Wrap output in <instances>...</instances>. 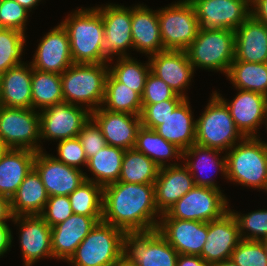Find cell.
Segmentation results:
<instances>
[{"label": "cell", "instance_id": "cell-9", "mask_svg": "<svg viewBox=\"0 0 267 266\" xmlns=\"http://www.w3.org/2000/svg\"><path fill=\"white\" fill-rule=\"evenodd\" d=\"M0 139L13 149L38 152L43 147L40 139V115L33 108L0 106Z\"/></svg>", "mask_w": 267, "mask_h": 266}, {"label": "cell", "instance_id": "cell-35", "mask_svg": "<svg viewBox=\"0 0 267 266\" xmlns=\"http://www.w3.org/2000/svg\"><path fill=\"white\" fill-rule=\"evenodd\" d=\"M101 107L113 112L140 116L142 111V97L108 73L104 100Z\"/></svg>", "mask_w": 267, "mask_h": 266}, {"label": "cell", "instance_id": "cell-47", "mask_svg": "<svg viewBox=\"0 0 267 266\" xmlns=\"http://www.w3.org/2000/svg\"><path fill=\"white\" fill-rule=\"evenodd\" d=\"M77 137L82 144L87 159L94 156L97 151H100L107 145L99 126L91 117L83 125Z\"/></svg>", "mask_w": 267, "mask_h": 266}, {"label": "cell", "instance_id": "cell-22", "mask_svg": "<svg viewBox=\"0 0 267 266\" xmlns=\"http://www.w3.org/2000/svg\"><path fill=\"white\" fill-rule=\"evenodd\" d=\"M236 90L239 92L230 102L217 91H214V93L228 107L230 115L241 133L245 137H258L257 130L264 123L267 97L257 92Z\"/></svg>", "mask_w": 267, "mask_h": 266}, {"label": "cell", "instance_id": "cell-39", "mask_svg": "<svg viewBox=\"0 0 267 266\" xmlns=\"http://www.w3.org/2000/svg\"><path fill=\"white\" fill-rule=\"evenodd\" d=\"M150 62L141 63L134 57H119L117 63L109 67V73L119 82L127 85L129 88L137 92L141 97L144 92L145 82L150 73Z\"/></svg>", "mask_w": 267, "mask_h": 266}, {"label": "cell", "instance_id": "cell-41", "mask_svg": "<svg viewBox=\"0 0 267 266\" xmlns=\"http://www.w3.org/2000/svg\"><path fill=\"white\" fill-rule=\"evenodd\" d=\"M229 210L237 221L242 240L265 241L267 239L266 209H260L242 215L239 212H234V210Z\"/></svg>", "mask_w": 267, "mask_h": 266}, {"label": "cell", "instance_id": "cell-44", "mask_svg": "<svg viewBox=\"0 0 267 266\" xmlns=\"http://www.w3.org/2000/svg\"><path fill=\"white\" fill-rule=\"evenodd\" d=\"M29 11L15 0H0V22L2 28L25 33Z\"/></svg>", "mask_w": 267, "mask_h": 266}, {"label": "cell", "instance_id": "cell-14", "mask_svg": "<svg viewBox=\"0 0 267 266\" xmlns=\"http://www.w3.org/2000/svg\"><path fill=\"white\" fill-rule=\"evenodd\" d=\"M194 7L199 28L235 31L250 15L247 0H189Z\"/></svg>", "mask_w": 267, "mask_h": 266}, {"label": "cell", "instance_id": "cell-25", "mask_svg": "<svg viewBox=\"0 0 267 266\" xmlns=\"http://www.w3.org/2000/svg\"><path fill=\"white\" fill-rule=\"evenodd\" d=\"M131 34L133 47L147 57L164 51L160 35L158 10L137 4L131 7Z\"/></svg>", "mask_w": 267, "mask_h": 266}, {"label": "cell", "instance_id": "cell-56", "mask_svg": "<svg viewBox=\"0 0 267 266\" xmlns=\"http://www.w3.org/2000/svg\"><path fill=\"white\" fill-rule=\"evenodd\" d=\"M10 148L0 139V159Z\"/></svg>", "mask_w": 267, "mask_h": 266}, {"label": "cell", "instance_id": "cell-58", "mask_svg": "<svg viewBox=\"0 0 267 266\" xmlns=\"http://www.w3.org/2000/svg\"><path fill=\"white\" fill-rule=\"evenodd\" d=\"M250 4L254 1V0H247Z\"/></svg>", "mask_w": 267, "mask_h": 266}, {"label": "cell", "instance_id": "cell-26", "mask_svg": "<svg viewBox=\"0 0 267 266\" xmlns=\"http://www.w3.org/2000/svg\"><path fill=\"white\" fill-rule=\"evenodd\" d=\"M235 59L267 63V27L250 15L235 31Z\"/></svg>", "mask_w": 267, "mask_h": 266}, {"label": "cell", "instance_id": "cell-38", "mask_svg": "<svg viewBox=\"0 0 267 266\" xmlns=\"http://www.w3.org/2000/svg\"><path fill=\"white\" fill-rule=\"evenodd\" d=\"M74 214L87 217L103 216V187L89 180L83 181L70 195Z\"/></svg>", "mask_w": 267, "mask_h": 266}, {"label": "cell", "instance_id": "cell-46", "mask_svg": "<svg viewBox=\"0 0 267 266\" xmlns=\"http://www.w3.org/2000/svg\"><path fill=\"white\" fill-rule=\"evenodd\" d=\"M58 142V158L54 156L57 160L79 169L81 168L80 165L87 166L88 159L78 137L60 140Z\"/></svg>", "mask_w": 267, "mask_h": 266}, {"label": "cell", "instance_id": "cell-20", "mask_svg": "<svg viewBox=\"0 0 267 266\" xmlns=\"http://www.w3.org/2000/svg\"><path fill=\"white\" fill-rule=\"evenodd\" d=\"M157 229L178 254L201 255L207 238V222L160 218Z\"/></svg>", "mask_w": 267, "mask_h": 266}, {"label": "cell", "instance_id": "cell-3", "mask_svg": "<svg viewBox=\"0 0 267 266\" xmlns=\"http://www.w3.org/2000/svg\"><path fill=\"white\" fill-rule=\"evenodd\" d=\"M109 66L106 63H73L61 74L64 102L93 112L102 106Z\"/></svg>", "mask_w": 267, "mask_h": 266}, {"label": "cell", "instance_id": "cell-40", "mask_svg": "<svg viewBox=\"0 0 267 266\" xmlns=\"http://www.w3.org/2000/svg\"><path fill=\"white\" fill-rule=\"evenodd\" d=\"M25 42V33L6 28L0 30V76L9 68L24 63L21 58Z\"/></svg>", "mask_w": 267, "mask_h": 266}, {"label": "cell", "instance_id": "cell-43", "mask_svg": "<svg viewBox=\"0 0 267 266\" xmlns=\"http://www.w3.org/2000/svg\"><path fill=\"white\" fill-rule=\"evenodd\" d=\"M184 99L182 96L176 94L169 100L156 104L142 105L140 114L141 125L155 130Z\"/></svg>", "mask_w": 267, "mask_h": 266}, {"label": "cell", "instance_id": "cell-12", "mask_svg": "<svg viewBox=\"0 0 267 266\" xmlns=\"http://www.w3.org/2000/svg\"><path fill=\"white\" fill-rule=\"evenodd\" d=\"M97 8L104 24L102 55L108 61H112L114 56L118 58L130 56L126 50L134 48L131 34V7L110 3Z\"/></svg>", "mask_w": 267, "mask_h": 266}, {"label": "cell", "instance_id": "cell-31", "mask_svg": "<svg viewBox=\"0 0 267 266\" xmlns=\"http://www.w3.org/2000/svg\"><path fill=\"white\" fill-rule=\"evenodd\" d=\"M48 197L40 175L33 168L10 199L14 217L40 215Z\"/></svg>", "mask_w": 267, "mask_h": 266}, {"label": "cell", "instance_id": "cell-52", "mask_svg": "<svg viewBox=\"0 0 267 266\" xmlns=\"http://www.w3.org/2000/svg\"><path fill=\"white\" fill-rule=\"evenodd\" d=\"M13 218L10 198L0 195V224H7V220Z\"/></svg>", "mask_w": 267, "mask_h": 266}, {"label": "cell", "instance_id": "cell-54", "mask_svg": "<svg viewBox=\"0 0 267 266\" xmlns=\"http://www.w3.org/2000/svg\"><path fill=\"white\" fill-rule=\"evenodd\" d=\"M114 266H137V265L133 262H130L125 256H122Z\"/></svg>", "mask_w": 267, "mask_h": 266}, {"label": "cell", "instance_id": "cell-5", "mask_svg": "<svg viewBox=\"0 0 267 266\" xmlns=\"http://www.w3.org/2000/svg\"><path fill=\"white\" fill-rule=\"evenodd\" d=\"M185 52L194 69L216 70L226 76L235 59V33L228 29L200 28Z\"/></svg>", "mask_w": 267, "mask_h": 266}, {"label": "cell", "instance_id": "cell-7", "mask_svg": "<svg viewBox=\"0 0 267 266\" xmlns=\"http://www.w3.org/2000/svg\"><path fill=\"white\" fill-rule=\"evenodd\" d=\"M124 231L100 221L67 261L72 266H114L123 256Z\"/></svg>", "mask_w": 267, "mask_h": 266}, {"label": "cell", "instance_id": "cell-17", "mask_svg": "<svg viewBox=\"0 0 267 266\" xmlns=\"http://www.w3.org/2000/svg\"><path fill=\"white\" fill-rule=\"evenodd\" d=\"M41 39L30 62L32 68L61 75L74 63L66 29L60 23Z\"/></svg>", "mask_w": 267, "mask_h": 266}, {"label": "cell", "instance_id": "cell-27", "mask_svg": "<svg viewBox=\"0 0 267 266\" xmlns=\"http://www.w3.org/2000/svg\"><path fill=\"white\" fill-rule=\"evenodd\" d=\"M32 66L29 63L9 68L0 76V106L32 108Z\"/></svg>", "mask_w": 267, "mask_h": 266}, {"label": "cell", "instance_id": "cell-24", "mask_svg": "<svg viewBox=\"0 0 267 266\" xmlns=\"http://www.w3.org/2000/svg\"><path fill=\"white\" fill-rule=\"evenodd\" d=\"M100 221L102 217H87L73 213L66 221L51 227L53 258L67 262L77 246Z\"/></svg>", "mask_w": 267, "mask_h": 266}, {"label": "cell", "instance_id": "cell-10", "mask_svg": "<svg viewBox=\"0 0 267 266\" xmlns=\"http://www.w3.org/2000/svg\"><path fill=\"white\" fill-rule=\"evenodd\" d=\"M222 190L194 186L160 218L210 222L229 211L228 198Z\"/></svg>", "mask_w": 267, "mask_h": 266}, {"label": "cell", "instance_id": "cell-8", "mask_svg": "<svg viewBox=\"0 0 267 266\" xmlns=\"http://www.w3.org/2000/svg\"><path fill=\"white\" fill-rule=\"evenodd\" d=\"M159 28L165 50H185L197 37L199 23L189 0H179L158 10Z\"/></svg>", "mask_w": 267, "mask_h": 266}, {"label": "cell", "instance_id": "cell-11", "mask_svg": "<svg viewBox=\"0 0 267 266\" xmlns=\"http://www.w3.org/2000/svg\"><path fill=\"white\" fill-rule=\"evenodd\" d=\"M178 255L158 229L124 233L123 256L137 266H177Z\"/></svg>", "mask_w": 267, "mask_h": 266}, {"label": "cell", "instance_id": "cell-51", "mask_svg": "<svg viewBox=\"0 0 267 266\" xmlns=\"http://www.w3.org/2000/svg\"><path fill=\"white\" fill-rule=\"evenodd\" d=\"M177 266H210L204 259L197 255L179 254Z\"/></svg>", "mask_w": 267, "mask_h": 266}, {"label": "cell", "instance_id": "cell-30", "mask_svg": "<svg viewBox=\"0 0 267 266\" xmlns=\"http://www.w3.org/2000/svg\"><path fill=\"white\" fill-rule=\"evenodd\" d=\"M221 153L223 152L220 150L203 147L197 144H193L187 150L182 152V159L183 161H185L182 163H184V165L191 173L195 186L220 190V187L217 185V183H215V180H213L212 177H205L206 172L204 170L209 167L211 170V168L214 167L219 172H221V174H223L226 179V156H222V158H219V154ZM192 158L194 159V161L192 160ZM198 170L199 172L201 170V174H204L202 175L204 176V178L196 174Z\"/></svg>", "mask_w": 267, "mask_h": 266}, {"label": "cell", "instance_id": "cell-15", "mask_svg": "<svg viewBox=\"0 0 267 266\" xmlns=\"http://www.w3.org/2000/svg\"><path fill=\"white\" fill-rule=\"evenodd\" d=\"M34 169L40 175L49 197L68 196L85 181L82 169L66 165L43 150L36 152Z\"/></svg>", "mask_w": 267, "mask_h": 266}, {"label": "cell", "instance_id": "cell-6", "mask_svg": "<svg viewBox=\"0 0 267 266\" xmlns=\"http://www.w3.org/2000/svg\"><path fill=\"white\" fill-rule=\"evenodd\" d=\"M195 130V144L225 153L245 138L236 127L228 107L215 93L196 120Z\"/></svg>", "mask_w": 267, "mask_h": 266}, {"label": "cell", "instance_id": "cell-19", "mask_svg": "<svg viewBox=\"0 0 267 266\" xmlns=\"http://www.w3.org/2000/svg\"><path fill=\"white\" fill-rule=\"evenodd\" d=\"M148 59L151 72L167 83L177 95L188 99L184 91L188 89L195 69L185 50H164Z\"/></svg>", "mask_w": 267, "mask_h": 266}, {"label": "cell", "instance_id": "cell-28", "mask_svg": "<svg viewBox=\"0 0 267 266\" xmlns=\"http://www.w3.org/2000/svg\"><path fill=\"white\" fill-rule=\"evenodd\" d=\"M188 99H184L155 131L182 152L196 141V120Z\"/></svg>", "mask_w": 267, "mask_h": 266}, {"label": "cell", "instance_id": "cell-23", "mask_svg": "<svg viewBox=\"0 0 267 266\" xmlns=\"http://www.w3.org/2000/svg\"><path fill=\"white\" fill-rule=\"evenodd\" d=\"M159 168L154 182L155 205L159 213H166L182 196L194 186V180L185 165L169 163Z\"/></svg>", "mask_w": 267, "mask_h": 266}, {"label": "cell", "instance_id": "cell-13", "mask_svg": "<svg viewBox=\"0 0 267 266\" xmlns=\"http://www.w3.org/2000/svg\"><path fill=\"white\" fill-rule=\"evenodd\" d=\"M40 139L64 140L78 136L91 112L85 107L61 102L40 110Z\"/></svg>", "mask_w": 267, "mask_h": 266}, {"label": "cell", "instance_id": "cell-21", "mask_svg": "<svg viewBox=\"0 0 267 266\" xmlns=\"http://www.w3.org/2000/svg\"><path fill=\"white\" fill-rule=\"evenodd\" d=\"M91 118L99 126L107 145L124 150L135 147L137 132L142 126L140 116L99 107L91 112Z\"/></svg>", "mask_w": 267, "mask_h": 266}, {"label": "cell", "instance_id": "cell-32", "mask_svg": "<svg viewBox=\"0 0 267 266\" xmlns=\"http://www.w3.org/2000/svg\"><path fill=\"white\" fill-rule=\"evenodd\" d=\"M124 153V149L111 145H106L97 151L94 156L88 159L86 166L95 177L90 178L85 172V180L92 181L102 187L117 182L121 173Z\"/></svg>", "mask_w": 267, "mask_h": 266}, {"label": "cell", "instance_id": "cell-48", "mask_svg": "<svg viewBox=\"0 0 267 266\" xmlns=\"http://www.w3.org/2000/svg\"><path fill=\"white\" fill-rule=\"evenodd\" d=\"M176 93L163 80L151 71L147 76L142 95V105L156 104L161 101L172 99Z\"/></svg>", "mask_w": 267, "mask_h": 266}, {"label": "cell", "instance_id": "cell-42", "mask_svg": "<svg viewBox=\"0 0 267 266\" xmlns=\"http://www.w3.org/2000/svg\"><path fill=\"white\" fill-rule=\"evenodd\" d=\"M231 259L239 266H267V244L265 241L241 240Z\"/></svg>", "mask_w": 267, "mask_h": 266}, {"label": "cell", "instance_id": "cell-57", "mask_svg": "<svg viewBox=\"0 0 267 266\" xmlns=\"http://www.w3.org/2000/svg\"><path fill=\"white\" fill-rule=\"evenodd\" d=\"M264 124L266 125V129H267V105H266V112H265V118H264Z\"/></svg>", "mask_w": 267, "mask_h": 266}, {"label": "cell", "instance_id": "cell-49", "mask_svg": "<svg viewBox=\"0 0 267 266\" xmlns=\"http://www.w3.org/2000/svg\"><path fill=\"white\" fill-rule=\"evenodd\" d=\"M250 8L251 15L267 27V0H254Z\"/></svg>", "mask_w": 267, "mask_h": 266}, {"label": "cell", "instance_id": "cell-36", "mask_svg": "<svg viewBox=\"0 0 267 266\" xmlns=\"http://www.w3.org/2000/svg\"><path fill=\"white\" fill-rule=\"evenodd\" d=\"M32 108L37 111L64 102L61 75L32 68Z\"/></svg>", "mask_w": 267, "mask_h": 266}, {"label": "cell", "instance_id": "cell-2", "mask_svg": "<svg viewBox=\"0 0 267 266\" xmlns=\"http://www.w3.org/2000/svg\"><path fill=\"white\" fill-rule=\"evenodd\" d=\"M66 29L74 63H107L101 53L104 24L97 7L75 10L61 22Z\"/></svg>", "mask_w": 267, "mask_h": 266}, {"label": "cell", "instance_id": "cell-34", "mask_svg": "<svg viewBox=\"0 0 267 266\" xmlns=\"http://www.w3.org/2000/svg\"><path fill=\"white\" fill-rule=\"evenodd\" d=\"M226 77L236 89L257 92L267 97V63L234 60Z\"/></svg>", "mask_w": 267, "mask_h": 266}, {"label": "cell", "instance_id": "cell-55", "mask_svg": "<svg viewBox=\"0 0 267 266\" xmlns=\"http://www.w3.org/2000/svg\"><path fill=\"white\" fill-rule=\"evenodd\" d=\"M211 266H239L237 265L231 258L227 260H223L222 262L213 264Z\"/></svg>", "mask_w": 267, "mask_h": 266}, {"label": "cell", "instance_id": "cell-18", "mask_svg": "<svg viewBox=\"0 0 267 266\" xmlns=\"http://www.w3.org/2000/svg\"><path fill=\"white\" fill-rule=\"evenodd\" d=\"M12 222L19 224L24 266H32L41 258H53L51 227L39 215L15 216Z\"/></svg>", "mask_w": 267, "mask_h": 266}, {"label": "cell", "instance_id": "cell-16", "mask_svg": "<svg viewBox=\"0 0 267 266\" xmlns=\"http://www.w3.org/2000/svg\"><path fill=\"white\" fill-rule=\"evenodd\" d=\"M241 240L237 221L229 210L220 218L207 222V238L200 257L210 266L230 259Z\"/></svg>", "mask_w": 267, "mask_h": 266}, {"label": "cell", "instance_id": "cell-29", "mask_svg": "<svg viewBox=\"0 0 267 266\" xmlns=\"http://www.w3.org/2000/svg\"><path fill=\"white\" fill-rule=\"evenodd\" d=\"M36 152L10 148L0 159V195L12 198L34 168Z\"/></svg>", "mask_w": 267, "mask_h": 266}, {"label": "cell", "instance_id": "cell-37", "mask_svg": "<svg viewBox=\"0 0 267 266\" xmlns=\"http://www.w3.org/2000/svg\"><path fill=\"white\" fill-rule=\"evenodd\" d=\"M159 167L146 155L135 148L125 150L120 182L137 184H154L157 179Z\"/></svg>", "mask_w": 267, "mask_h": 266}, {"label": "cell", "instance_id": "cell-4", "mask_svg": "<svg viewBox=\"0 0 267 266\" xmlns=\"http://www.w3.org/2000/svg\"><path fill=\"white\" fill-rule=\"evenodd\" d=\"M245 137L226 152V179L267 192V142Z\"/></svg>", "mask_w": 267, "mask_h": 266}, {"label": "cell", "instance_id": "cell-50", "mask_svg": "<svg viewBox=\"0 0 267 266\" xmlns=\"http://www.w3.org/2000/svg\"><path fill=\"white\" fill-rule=\"evenodd\" d=\"M12 231L8 224H0V257L10 250L12 246Z\"/></svg>", "mask_w": 267, "mask_h": 266}, {"label": "cell", "instance_id": "cell-1", "mask_svg": "<svg viewBox=\"0 0 267 266\" xmlns=\"http://www.w3.org/2000/svg\"><path fill=\"white\" fill-rule=\"evenodd\" d=\"M159 217L154 184L117 181L103 187V222L124 232L149 231L158 228Z\"/></svg>", "mask_w": 267, "mask_h": 266}, {"label": "cell", "instance_id": "cell-45", "mask_svg": "<svg viewBox=\"0 0 267 266\" xmlns=\"http://www.w3.org/2000/svg\"><path fill=\"white\" fill-rule=\"evenodd\" d=\"M73 214L68 196L48 197L43 212L39 215L50 227L66 221Z\"/></svg>", "mask_w": 267, "mask_h": 266}, {"label": "cell", "instance_id": "cell-33", "mask_svg": "<svg viewBox=\"0 0 267 266\" xmlns=\"http://www.w3.org/2000/svg\"><path fill=\"white\" fill-rule=\"evenodd\" d=\"M137 151L150 158L159 168L166 167L169 159H182V151L166 141L155 130L141 126L137 132Z\"/></svg>", "mask_w": 267, "mask_h": 266}, {"label": "cell", "instance_id": "cell-53", "mask_svg": "<svg viewBox=\"0 0 267 266\" xmlns=\"http://www.w3.org/2000/svg\"><path fill=\"white\" fill-rule=\"evenodd\" d=\"M15 1L30 12L33 8H35L36 5L38 6V3H40L41 0H15Z\"/></svg>", "mask_w": 267, "mask_h": 266}]
</instances>
